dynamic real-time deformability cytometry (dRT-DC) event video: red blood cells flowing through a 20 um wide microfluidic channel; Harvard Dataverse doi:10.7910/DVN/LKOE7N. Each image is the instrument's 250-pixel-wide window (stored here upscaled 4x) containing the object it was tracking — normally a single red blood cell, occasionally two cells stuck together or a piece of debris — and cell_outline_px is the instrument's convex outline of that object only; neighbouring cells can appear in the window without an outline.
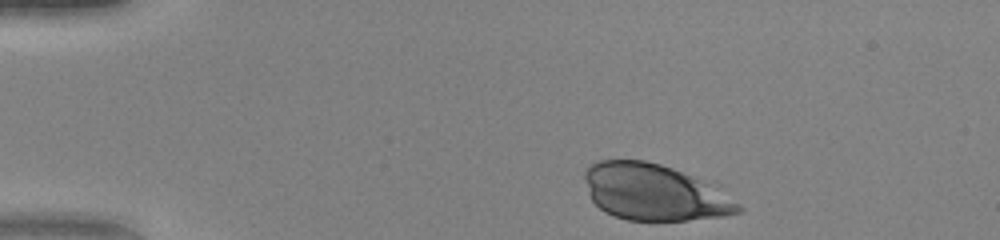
{"species": "human", "species_latin": "Homo sapiens", "temperature_condition": "warm", "stored_images_in_passage": 37, "camera_frame_rate_fps": 3000, "um_per_image_px": 0.085, "donor": {"sex": "female"}, "frame": {"image": 1, "passage_image": 1, "time_ms": 0.0, "image_size_px": [1000, 240], "cell_outline_px": [[744, 208], [740, 212], [724, 216], [688, 220], [628, 220], [604, 212], [592, 200], [588, 192], [584, 176], [584, 172], [592, 164], [600, 160], [644, 160], [660, 164], [672, 168], [708, 184]], "centroid_in_image_um": [55.54, 16.35], "position_along_channel_um": 29.5, "area_um2": 49.36}}
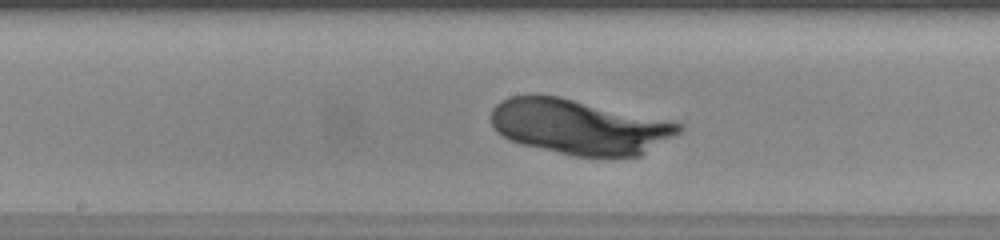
{"frame": {"image": 2, "passage_image": 19, "time_ms": 6.0, "image_size_px": [1000, 240], "cell_outline_px": [[684, 128], [680, 132], [640, 156], [572, 156], [520, 144], [508, 140], [496, 132], [492, 128], [492, 108], [496, 104], [512, 96], [528, 92], [560, 96], [672, 120], [684, 124]], "centroid_in_image_um": [49.22, 10.75], "position_along_channel_um": 199.0, "area_um2": 61.04}}
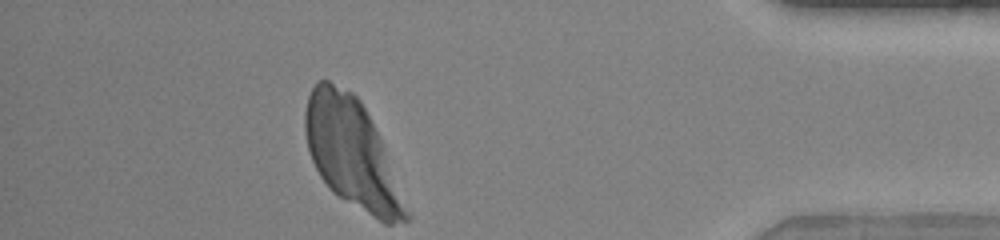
{"frame": {"image": 3, "passage_image": 37, "time_ms": 12.0, "image_size_px": [1000, 240], "cell_outline_px": [[412, 216], [408, 220], [392, 224], [384, 224], [332, 192], [328, 188], [320, 176], [312, 160], [308, 148], [304, 132], [304, 112], [308, 96], [312, 88], [320, 80], [328, 80], [352, 92], [360, 100], [384, 148]], "centroid_in_image_um": [29.9, 13.06], "position_along_channel_um": 405.3, "area_um2": 63.35}}